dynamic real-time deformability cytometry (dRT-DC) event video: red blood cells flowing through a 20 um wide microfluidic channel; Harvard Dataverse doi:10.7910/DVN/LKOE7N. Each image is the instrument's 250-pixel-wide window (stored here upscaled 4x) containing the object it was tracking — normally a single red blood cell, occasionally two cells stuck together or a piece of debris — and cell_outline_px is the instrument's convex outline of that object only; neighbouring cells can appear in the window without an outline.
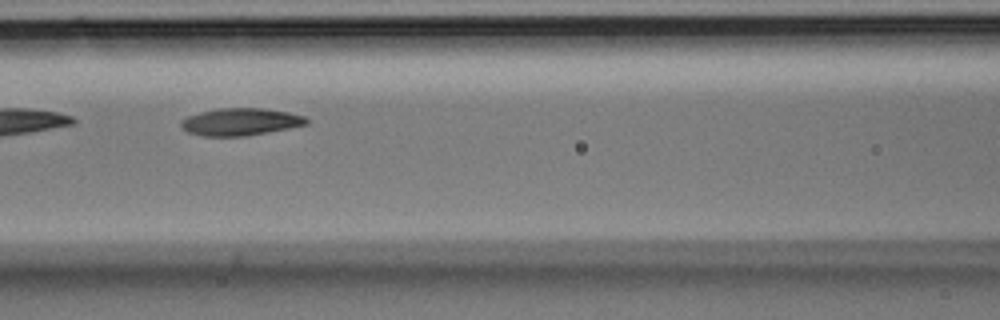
{"species": "Egyptian fruit bat (a non-hibernating species)", "species_latin": "Rousettus aegyptiacus", "temperature_condition": "room temperature", "stored_images_in_passage": 4, "camera_frame_rate_fps": 3000, "um_per_image_px": 0.085, "animal": {"sex": "male"}, "frame": {"image": 1, "passage_image": 4, "time_ms": 1.0, "image_size_px": [1000, 320], "cell_outline_px": [[308, 124], [288, 128], [244, 136], [200, 136], [188, 132], [180, 124], [180, 120], [188, 116], [200, 112], [220, 108], [264, 108], [288, 112], [304, 116], [308, 120]], "centroid_in_image_um": [20.42, 10.35], "position_along_channel_um": 146.2, "area_um2": 19.83}}